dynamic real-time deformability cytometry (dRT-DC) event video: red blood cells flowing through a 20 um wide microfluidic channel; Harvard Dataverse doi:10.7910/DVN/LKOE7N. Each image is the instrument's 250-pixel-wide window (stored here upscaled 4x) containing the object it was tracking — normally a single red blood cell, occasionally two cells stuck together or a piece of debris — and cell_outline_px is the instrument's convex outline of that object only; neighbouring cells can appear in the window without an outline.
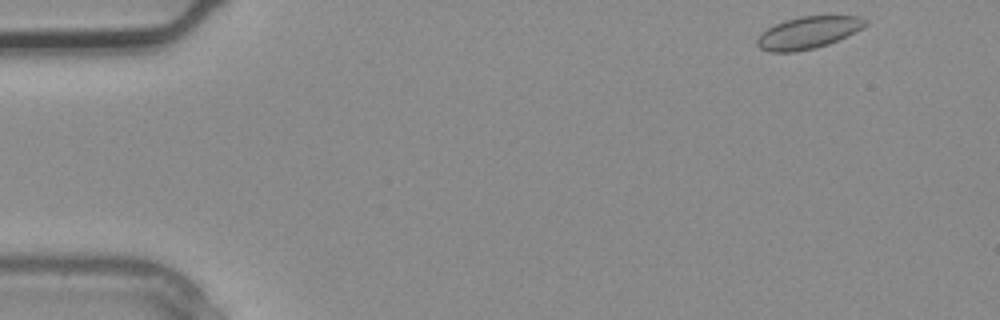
{"species": "common noctule bat (a hibernating species)", "species_latin": "Nyctalus noctula", "temperature_condition": "warm", "stored_images_in_passage": 3, "camera_frame_rate_fps": 3000, "um_per_image_px": 0.085, "animal": {"sex": "male", "body_mass_g": 20.4}, "frame": {"image": 1, "passage_image": 1, "time_ms": 0.0, "image_size_px": [1000, 320], "cell_outline_px": [[868, 24], [828, 44], [816, 48], [796, 52], [768, 52], [760, 48], [756, 44], [756, 40], [768, 28], [784, 20], [800, 16], [860, 16], [868, 20]], "centroid_in_image_um": [68.66, 2.77], "position_along_channel_um": 16.3, "area_um2": 20.0}}
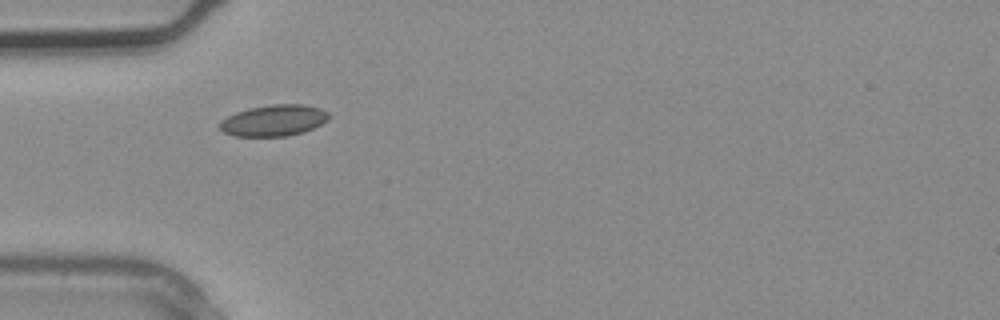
{"frame": {"image": 2, "passage_image": 3, "time_ms": 0.667, "image_size_px": [1000, 320], "cell_outline_px": [[332, 116], [328, 120], [304, 132], [288, 136], [232, 136], [224, 132], [220, 128], [220, 120], [236, 112], [248, 108], [272, 104], [304, 104], [320, 108], [328, 112]], "centroid_in_image_um": [23.29, 10.23], "position_along_channel_um": 61.7, "area_um2": 20.0}}